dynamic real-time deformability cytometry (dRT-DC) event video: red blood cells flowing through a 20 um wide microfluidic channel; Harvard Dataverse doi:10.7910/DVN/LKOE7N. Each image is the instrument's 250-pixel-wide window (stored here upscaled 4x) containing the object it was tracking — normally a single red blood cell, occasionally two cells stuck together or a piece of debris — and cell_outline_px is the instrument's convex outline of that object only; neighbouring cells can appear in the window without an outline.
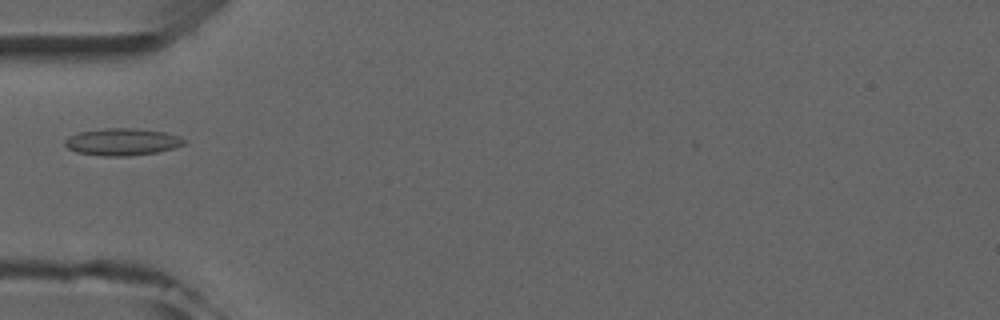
{"species": "common noctule bat (a hibernating species)", "species_latin": "Nyctalus noctula", "temperature_condition": "room temperature", "stored_images_in_passage": 3, "camera_frame_rate_fps": 3000, "um_per_image_px": 0.085, "animal": {"sex": "male", "forearm_length_mm": 52.5}, "frame": {"image": 1, "passage_image": 2, "time_ms": 1.333, "image_size_px": [1000, 320], "cell_outline_px": [[184, 144], [172, 148], [156, 152], [128, 156], [100, 156], [76, 152], [68, 148], [64, 144], [64, 140], [68, 136], [80, 132], [104, 128], [136, 128], [164, 132], [180, 136], [184, 140]], "centroid_in_image_um": [10.34, 12.06], "position_along_channel_um": 74.7, "area_um2": 18.79}}
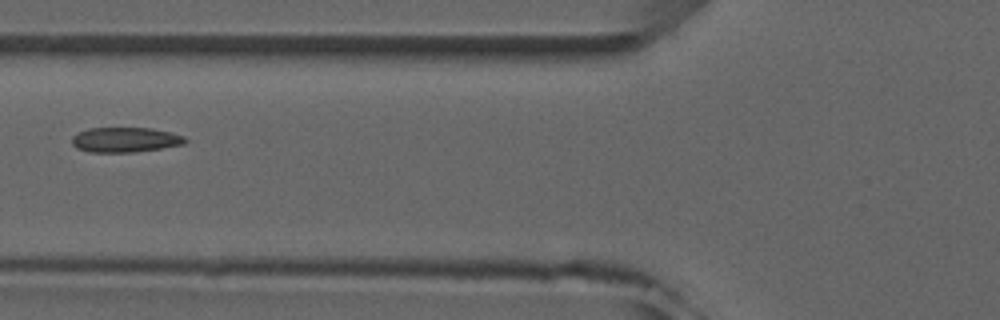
{"frame": {"image": 2, "passage_image": 3, "time_ms": 2.333, "image_size_px": [1000, 320], "cell_outline_px": [[188, 140], [184, 144], [160, 148], [132, 152], [88, 152], [76, 148], [72, 144], [72, 136], [88, 128], [152, 128], [172, 132], [184, 136]], "centroid_in_image_um": [10.64, 11.87], "position_along_channel_um": 115.2, "area_um2": 16.47}}